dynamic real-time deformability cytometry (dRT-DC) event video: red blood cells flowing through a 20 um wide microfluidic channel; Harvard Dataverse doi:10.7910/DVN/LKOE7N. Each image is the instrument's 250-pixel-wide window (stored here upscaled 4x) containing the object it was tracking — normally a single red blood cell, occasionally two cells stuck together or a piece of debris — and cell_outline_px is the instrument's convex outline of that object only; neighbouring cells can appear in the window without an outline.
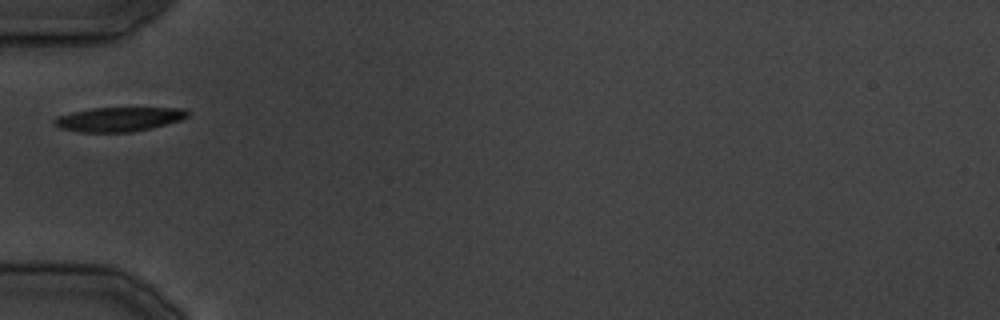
{"species": "common noctule bat (a hibernating species)", "species_latin": "Nyctalus noctula", "temperature_condition": "cold", "stored_images_in_passage": 9, "camera_frame_rate_fps": 3000, "um_per_image_px": 0.085, "animal": {"sex": "male", "body_mass_g": 19.5, "forearm_length_mm": 54.6}, "frame": {"image": 1, "passage_image": 1, "time_ms": 0.0, "image_size_px": [1000, 320], "cell_outline_px": [[192, 112], [188, 116], [180, 120], [152, 128], [132, 132], [80, 132], [60, 128], [52, 124], [52, 120], [56, 116], [72, 112], [92, 108], [184, 108]], "centroid_in_image_um": [10.09, 10.13], "position_along_channel_um": 74.9, "area_um2": 19.02}}
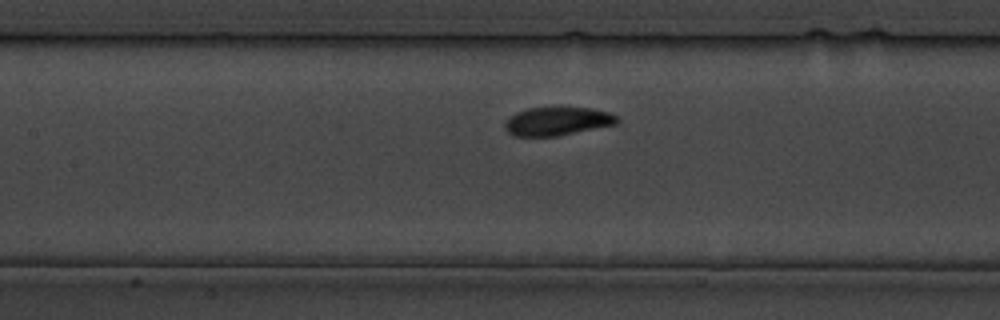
{"frame": {"image": 2, "passage_image": 6, "time_ms": 5.667, "image_size_px": [1000, 320], "cell_outline_px": [[620, 120], [616, 124], [556, 136], [516, 136], [508, 132], [504, 128], [504, 124], [512, 116], [528, 108], [560, 104], [588, 108], [608, 112], [616, 116]], "centroid_in_image_um": [47.39, 10.26], "position_along_channel_um": 160.0, "area_um2": 18.96}}
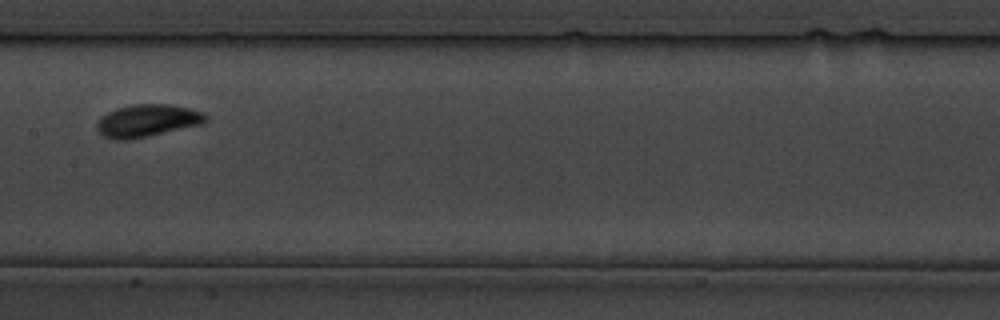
{"frame": {"image": 3, "passage_image": 8, "time_ms": 8.0, "image_size_px": [1000, 320], "cell_outline_px": [[208, 120], [204, 124], [132, 140], [112, 140], [96, 132], [96, 124], [108, 112], [116, 108], [132, 104], [168, 104], [188, 108], [204, 112], [208, 116]], "centroid_in_image_um": [12.54, 10.27], "position_along_channel_um": 194.9, "area_um2": 20.92}}